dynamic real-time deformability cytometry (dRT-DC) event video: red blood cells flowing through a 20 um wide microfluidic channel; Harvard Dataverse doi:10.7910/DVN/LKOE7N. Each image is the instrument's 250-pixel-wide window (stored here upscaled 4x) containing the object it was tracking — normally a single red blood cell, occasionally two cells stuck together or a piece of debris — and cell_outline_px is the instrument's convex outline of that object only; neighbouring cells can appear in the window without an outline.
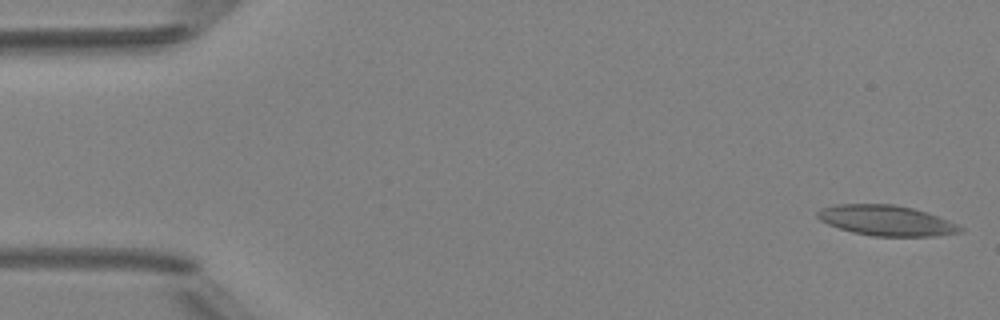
{"species": "Egyptian fruit bat (a non-hibernating species)", "species_latin": "Rousettus aegyptiacus", "temperature_condition": "room temperature", "stored_images_in_passage": 6, "camera_frame_rate_fps": 3000, "um_per_image_px": 0.085, "animal": {"sex": "female"}, "frame": {"image": 1, "passage_image": 1, "time_ms": 0.0, "image_size_px": [1000, 320], "cell_outline_px": [[964, 232], [936, 236], [872, 236], [852, 232], [828, 224], [820, 220], [816, 216], [816, 212], [820, 208], [836, 204], [892, 204], [912, 208], [928, 212], [948, 220], [964, 228]], "centroid_in_image_um": [75.34, 18.74], "position_along_channel_um": 9.7, "area_um2": 25.37}}
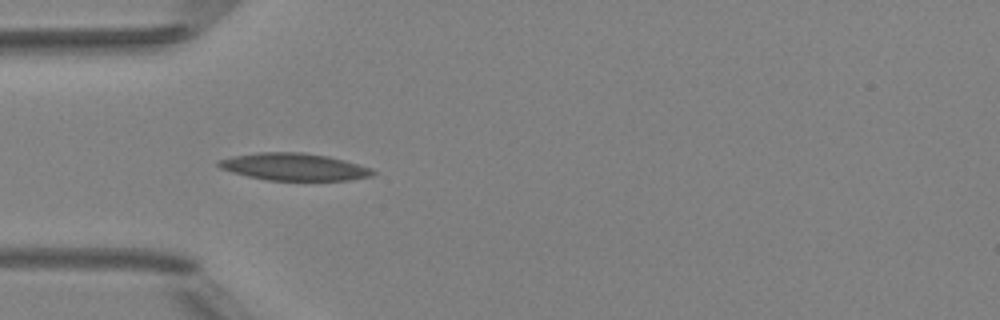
{"frame": {"image": 2, "passage_image": 5, "time_ms": 4.667, "image_size_px": [1000, 320], "cell_outline_px": [[376, 172], [372, 176], [348, 180], [268, 180], [248, 176], [232, 172], [220, 168], [216, 164], [216, 160], [232, 156], [260, 152], [304, 152], [328, 156], [344, 160], [372, 168]], "centroid_in_image_um": [24.98, 14.17], "position_along_channel_um": 60.0, "area_um2": 24.51}}
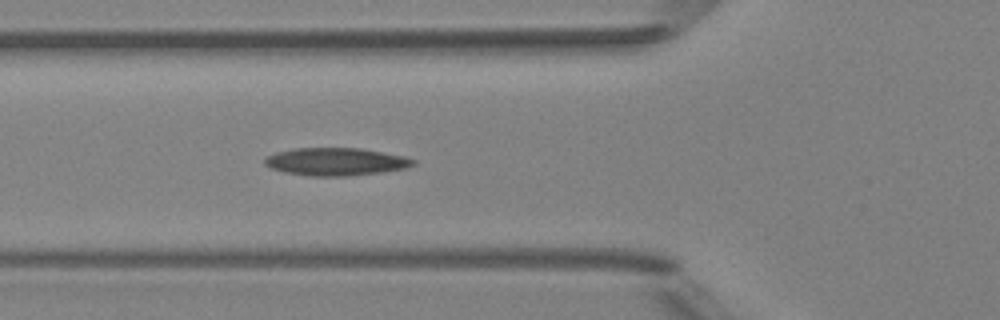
{"frame": {"image": 3, "passage_image": 6, "time_ms": 5.667, "image_size_px": [1000, 320], "cell_outline_px": [[416, 164], [408, 168], [380, 172], [348, 176], [308, 176], [284, 172], [272, 168], [264, 164], [264, 156], [276, 152], [292, 148], [360, 148], [404, 156], [416, 160]], "centroid_in_image_um": [28.53, 13.74], "position_along_channel_um": 97.3, "area_um2": 24.16}}